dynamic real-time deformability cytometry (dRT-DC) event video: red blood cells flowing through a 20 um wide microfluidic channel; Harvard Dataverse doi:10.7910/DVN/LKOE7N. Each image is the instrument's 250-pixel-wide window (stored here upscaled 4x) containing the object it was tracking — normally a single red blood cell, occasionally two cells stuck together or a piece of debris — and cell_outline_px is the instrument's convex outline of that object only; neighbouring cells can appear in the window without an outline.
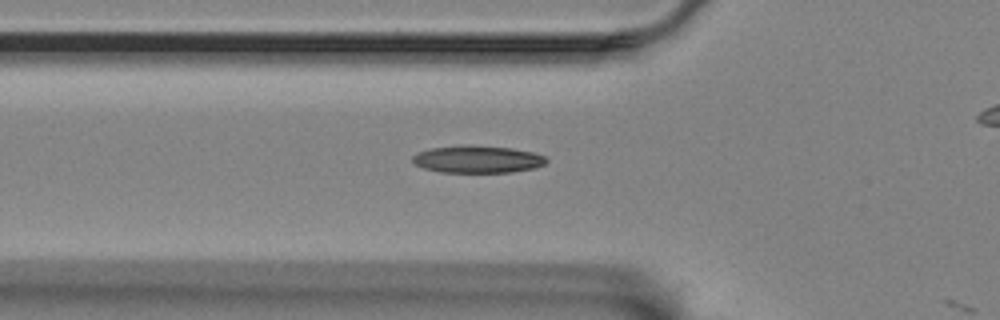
{"species": "Egyptian fruit bat (a non-hibernating species)", "species_latin": "Rousettus aegyptiacus", "temperature_condition": "room temperature", "stored_images_in_passage": 3, "camera_frame_rate_fps": 3000, "um_per_image_px": 0.085, "animal": {"sex": "female"}, "frame": {"image": 1, "passage_image": 2, "time_ms": 0.333, "image_size_px": [1000, 320], "cell_outline_px": [[548, 160], [544, 164], [536, 168], [512, 172], [440, 172], [424, 168], [416, 164], [412, 160], [412, 156], [416, 152], [428, 148], [460, 144], [464, 144], [512, 148], [532, 152], [544, 156]], "centroid_in_image_um": [40.56, 13.52], "position_along_channel_um": 85.2, "area_um2": 21.56}}